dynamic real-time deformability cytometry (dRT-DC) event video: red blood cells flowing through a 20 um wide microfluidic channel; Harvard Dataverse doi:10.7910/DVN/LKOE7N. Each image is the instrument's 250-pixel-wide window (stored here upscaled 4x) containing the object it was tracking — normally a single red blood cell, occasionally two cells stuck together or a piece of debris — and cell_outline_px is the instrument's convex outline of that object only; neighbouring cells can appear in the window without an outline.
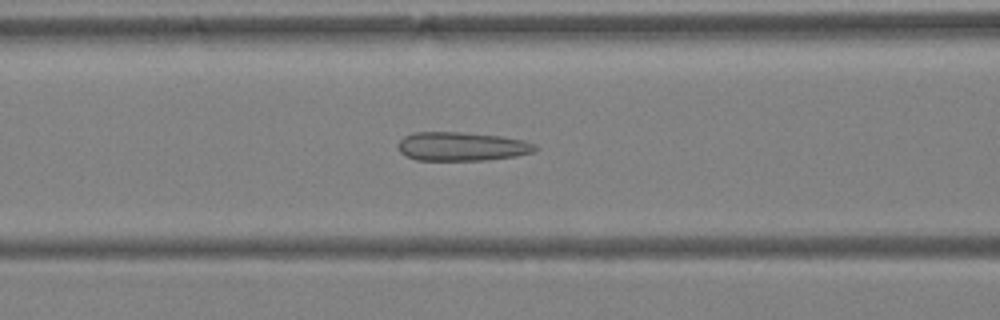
{"species": "Egyptian fruit bat (a non-hibernating species)", "species_latin": "Rousettus aegyptiacus", "temperature_condition": "warm", "stored_images_in_passage": 37, "camera_frame_rate_fps": 3000, "um_per_image_px": 0.085, "animal": {"sex": "female"}, "frame": {"image": 1, "passage_image": 17, "time_ms": 5.333, "image_size_px": [1000, 320], "cell_outline_px": [[540, 148], [532, 152], [516, 156], [484, 160], [416, 160], [404, 156], [396, 148], [396, 144], [404, 136], [416, 132], [460, 132], [500, 136], [524, 140], [536, 144]], "centroid_in_image_um": [39.22, 12.45], "position_along_channel_um": 127.4, "area_um2": 23.24}}
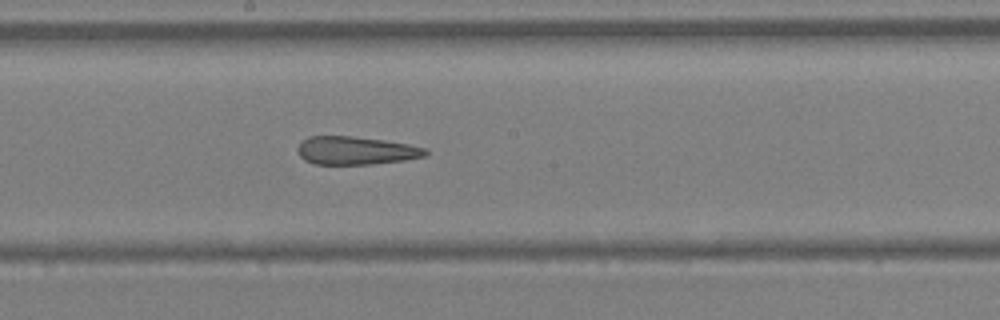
{"frame": {"image": 2, "passage_image": 23, "time_ms": 7.333, "image_size_px": [1000, 320], "cell_outline_px": [[428, 152], [424, 156], [404, 160], [372, 164], [316, 164], [304, 160], [300, 156], [296, 148], [308, 136], [352, 136], [384, 140], [408, 144], [428, 148]], "centroid_in_image_um": [30.25, 12.79], "position_along_channel_um": 218.0, "area_um2": 20.92}}
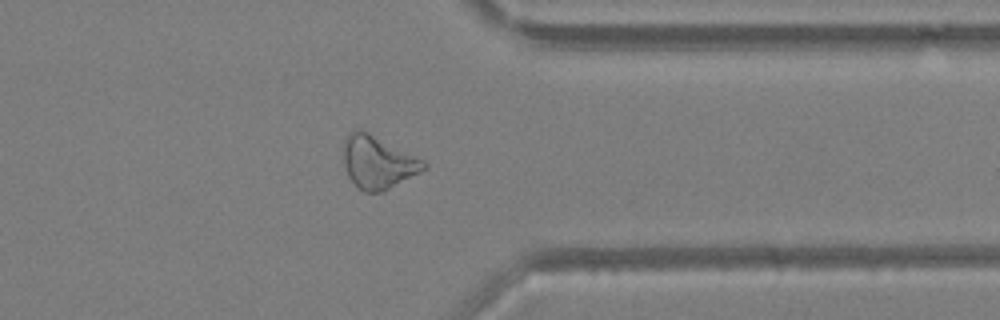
{"frame": {"image": 3, "passage_image": 34, "time_ms": 11.0, "image_size_px": [1000, 320], "cell_outline_px": [[428, 164], [424, 168], [384, 192], [364, 192], [348, 176], [344, 164], [344, 136], [356, 128], [360, 128], [424, 160]], "centroid_in_image_um": [32.08, 13.77], "position_along_channel_um": 379.3, "area_um2": 24.33}, "authors_computed_cell_mechanics": {"area_um2": 24.2182, "velocity_mm_per_s": 4.535, "shape_relaxation_time_tau1_ms": null, "shape_relaxation_time_tau2_ms": 5.1232, "deformation_change_tau1": null, "deformation_change_tau2": 0.1598}}